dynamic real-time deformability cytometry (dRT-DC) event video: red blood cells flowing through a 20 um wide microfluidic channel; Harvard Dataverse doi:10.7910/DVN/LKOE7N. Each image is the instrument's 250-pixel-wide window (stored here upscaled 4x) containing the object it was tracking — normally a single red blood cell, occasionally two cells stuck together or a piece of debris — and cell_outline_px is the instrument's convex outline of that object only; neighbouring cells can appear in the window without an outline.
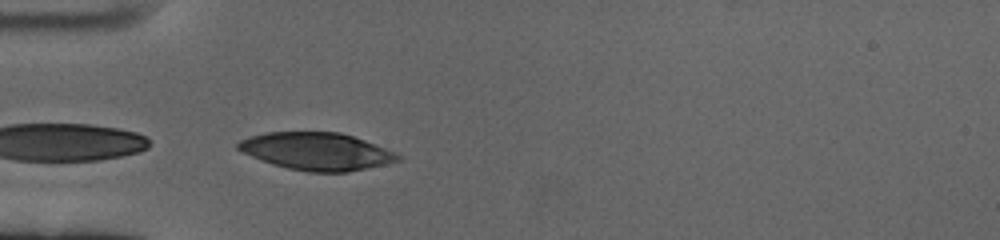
{"species": "human", "species_latin": "Homo sapiens", "temperature_condition": "cold", "stored_images_in_passage": 43, "camera_frame_rate_fps": 3000, "um_per_image_px": 0.085, "donor": {"sex": "female"}, "frame": {"image": 1, "passage_image": 1, "time_ms": 0.0, "image_size_px": [1000, 240], "cell_outline_px": [[400, 160], [384, 164], [348, 172], [308, 172], [288, 168], [272, 164], [260, 160], [236, 148], [236, 144], [240, 140], [264, 132], [340, 132], [364, 140], [396, 152], [400, 156]], "centroid_in_image_um": [26.9, 12.86], "position_along_channel_um": 58.1, "area_um2": 34.68}}
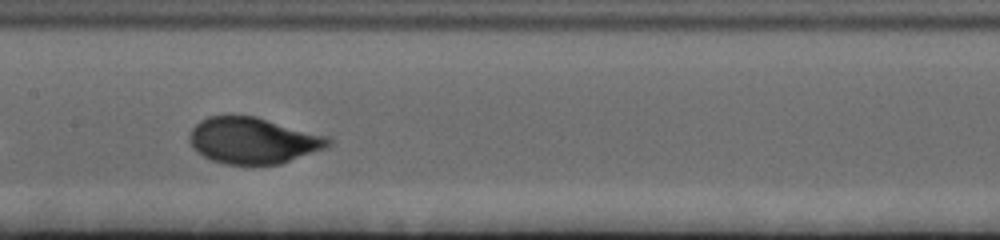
{"frame": {"image": 2, "passage_image": 13, "time_ms": 4.0, "image_size_px": [1000, 240], "cell_outline_px": [[332, 144], [328, 148], [280, 164], [224, 164], [212, 160], [196, 152], [192, 144], [192, 128], [200, 120], [208, 116], [256, 116], [328, 136], [332, 140]], "centroid_in_image_um": [21.58, 11.95], "position_along_channel_um": 185.8, "area_um2": 37.28}}
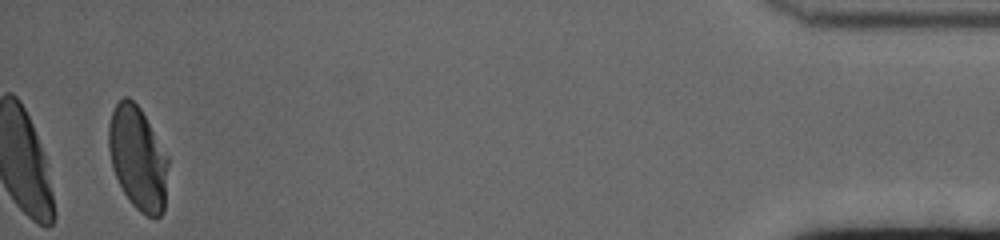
{"frame": {"image": 3, "passage_image": 41, "time_ms": 13.333, "image_size_px": [1000, 240], "cell_outline_px": [[168, 164], [164, 212], [156, 220], [140, 212], [132, 204], [124, 192], [112, 168], [108, 148], [108, 124], [112, 112], [116, 104], [124, 96], [128, 96], [140, 108], [168, 156]], "centroid_in_image_um": [11.72, 13.46], "position_along_channel_um": 423.5, "area_um2": 35.89}, "authors_computed_cell_mechanics": {"area_um2": 36.5874, "velocity_mm_per_s": 3.3488, "shape_relaxation_time_tau1_ms": 3.4672, "shape_relaxation_time_tau2_ms": null, "deformation_change_tau1": 0.1696, "deformation_change_tau2": null}}